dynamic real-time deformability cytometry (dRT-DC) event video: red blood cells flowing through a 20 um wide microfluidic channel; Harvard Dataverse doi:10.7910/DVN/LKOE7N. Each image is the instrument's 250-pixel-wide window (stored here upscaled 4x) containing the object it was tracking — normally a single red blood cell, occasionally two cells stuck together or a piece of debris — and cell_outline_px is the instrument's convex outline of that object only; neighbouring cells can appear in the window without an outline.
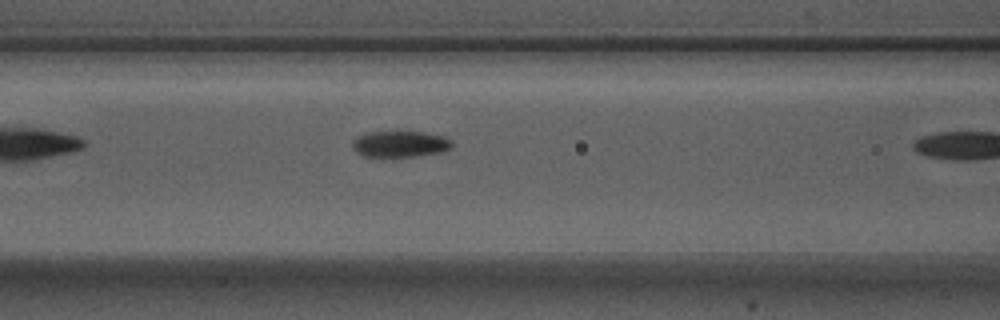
{"species": "Egyptian fruit bat (a non-hibernating species)", "species_latin": "Rousettus aegyptiacus", "temperature_condition": "warm", "stored_images_in_passage": 10, "camera_frame_rate_fps": 3000, "um_per_image_px": 0.085, "animal": {"sex": "male"}, "frame": {"image": 1, "passage_image": 6, "time_ms": 1.667, "image_size_px": [1000, 320], "cell_outline_px": [[452, 148], [440, 152], [416, 156], [364, 156], [356, 152], [352, 148], [352, 140], [356, 136], [364, 132], [396, 128], [424, 132], [440, 136], [452, 140]], "centroid_in_image_um": [33.94, 12.17], "position_along_channel_um": 132.7, "area_um2": 16.01}}